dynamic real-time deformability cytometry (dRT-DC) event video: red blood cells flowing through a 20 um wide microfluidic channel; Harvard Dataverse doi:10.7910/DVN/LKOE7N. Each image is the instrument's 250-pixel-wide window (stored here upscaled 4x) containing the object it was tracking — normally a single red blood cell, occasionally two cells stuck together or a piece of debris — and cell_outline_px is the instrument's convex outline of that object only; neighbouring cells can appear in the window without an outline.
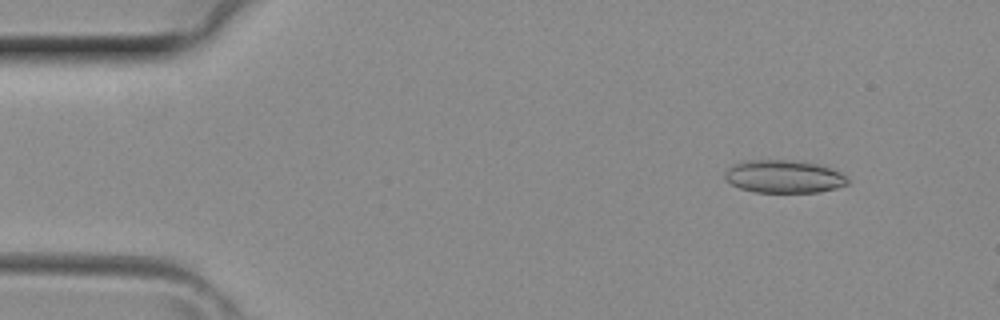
{"species": "common noctule bat (a hibernating species)", "species_latin": "Nyctalus noctula", "temperature_condition": "room temperature", "stored_images_in_passage": 3, "camera_frame_rate_fps": 3000, "um_per_image_px": 0.085, "animal": {"sex": "female", "body_mass_g": 29.2, "forearm_length_mm": 56.3}, "frame": {"image": 1, "passage_image": 1, "time_ms": 0.0, "image_size_px": [1000, 320], "cell_outline_px": [[848, 184], [836, 188], [816, 192], [756, 192], [740, 188], [732, 184], [724, 176], [724, 172], [732, 164], [740, 160], [788, 160], [816, 164], [840, 172], [848, 180]], "centroid_in_image_um": [66.57, 15.0], "position_along_channel_um": 18.4, "area_um2": 23.29}}